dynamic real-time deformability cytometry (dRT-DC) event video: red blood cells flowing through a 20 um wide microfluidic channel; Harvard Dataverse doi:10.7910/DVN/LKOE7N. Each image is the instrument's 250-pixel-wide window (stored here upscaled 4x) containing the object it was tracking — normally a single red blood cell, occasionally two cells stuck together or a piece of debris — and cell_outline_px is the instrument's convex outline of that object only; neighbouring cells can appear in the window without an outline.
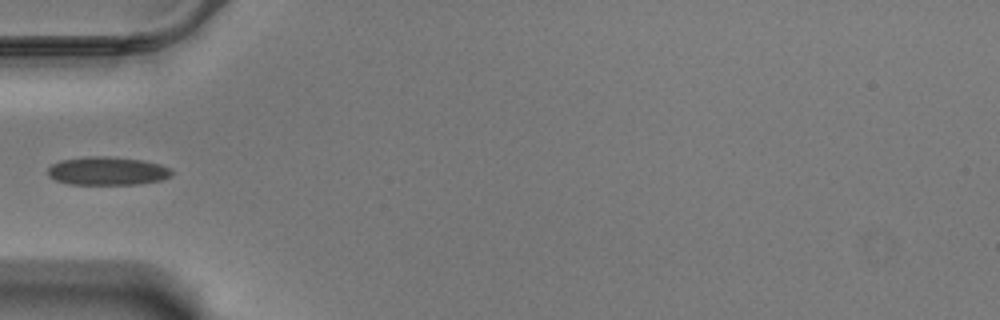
{"species": "Egyptian fruit bat (a non-hibernating species)", "species_latin": "Rousettus aegyptiacus", "temperature_condition": "warm", "stored_images_in_passage": 40, "camera_frame_rate_fps": 3000, "um_per_image_px": 0.085, "animal": {"sex": "male"}, "frame": {"image": 1, "passage_image": 1, "time_ms": 0.0, "image_size_px": [1000, 320], "cell_outline_px": [[172, 176], [160, 180], [140, 184], [68, 184], [56, 180], [48, 176], [48, 168], [52, 164], [60, 160], [88, 156], [108, 156], [144, 160], [160, 164], [172, 168]], "centroid_in_image_um": [9.14, 14.52], "position_along_channel_um": 75.9, "area_um2": 20.63}}
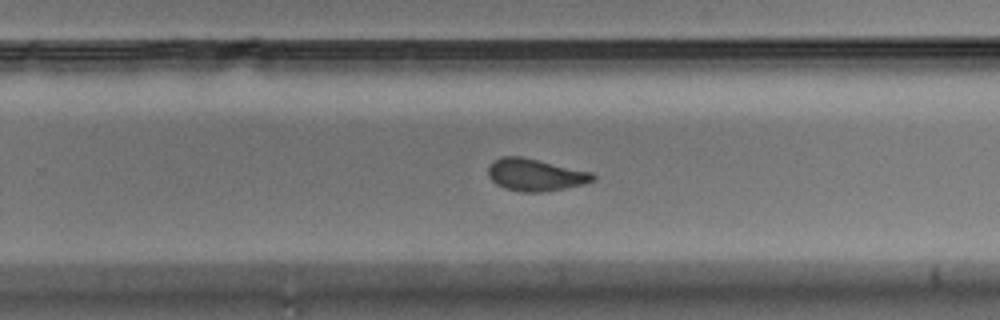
{"frame": {"image": 2, "passage_image": 19, "time_ms": 6.0, "image_size_px": [1000, 320], "cell_outline_px": [[596, 180], [584, 184], [544, 192], [520, 192], [504, 188], [496, 184], [488, 176], [488, 164], [492, 160], [500, 156], [520, 156], [592, 172], [596, 176]], "centroid_in_image_um": [45.48, 14.86], "position_along_channel_um": 284.3, "area_um2": 19.83}}
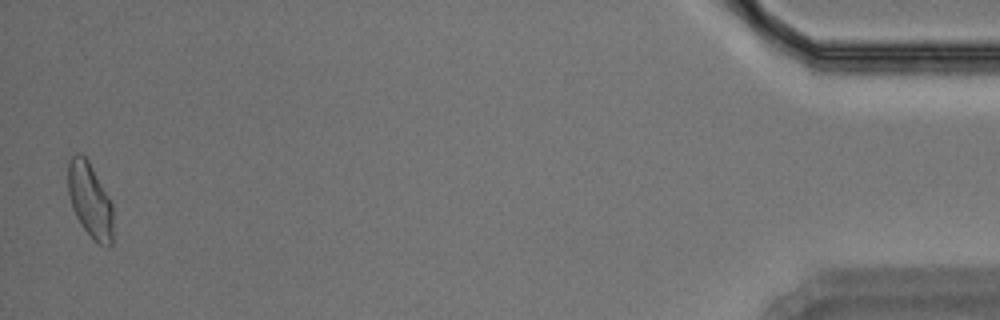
{"frame": {"image": 3, "passage_image": 39, "time_ms": 12.667, "image_size_px": [1000, 320], "cell_outline_px": [[112, 244], [108, 248], [100, 244], [80, 224], [72, 208], [68, 192], [68, 160], [76, 152], [80, 152], [88, 160], [108, 196], [112, 204]], "centroid_in_image_um": [7.63, 16.99], "position_along_channel_um": 427.6, "area_um2": 19.48}}